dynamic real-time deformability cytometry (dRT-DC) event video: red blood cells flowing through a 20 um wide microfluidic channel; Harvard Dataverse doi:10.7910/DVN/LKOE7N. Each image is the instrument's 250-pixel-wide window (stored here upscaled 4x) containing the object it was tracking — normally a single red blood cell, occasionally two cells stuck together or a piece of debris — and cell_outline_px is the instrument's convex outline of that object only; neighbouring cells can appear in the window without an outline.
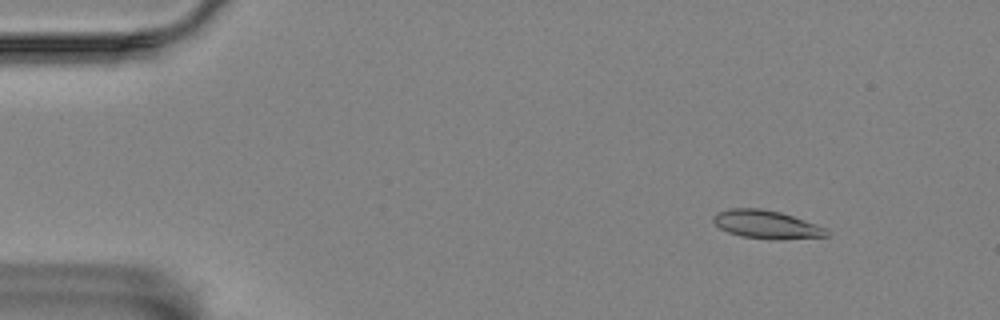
{"species": "Egyptian fruit bat (a non-hibernating species)", "species_latin": "Rousettus aegyptiacus", "temperature_condition": "room temperature", "stored_images_in_passage": 58, "camera_frame_rate_fps": 3000, "um_per_image_px": 0.085, "animal": {"sex": "female"}, "frame": {"image": 1, "passage_image": 7, "time_ms": 2.0, "image_size_px": [1000, 320], "cell_outline_px": [[828, 236], [740, 236], [728, 232], [720, 228], [712, 220], [712, 216], [716, 212], [728, 208], [760, 208], [780, 212], [828, 228]], "centroid_in_image_um": [65.03, 19.0], "position_along_channel_um": 20.0, "area_um2": 17.46}}
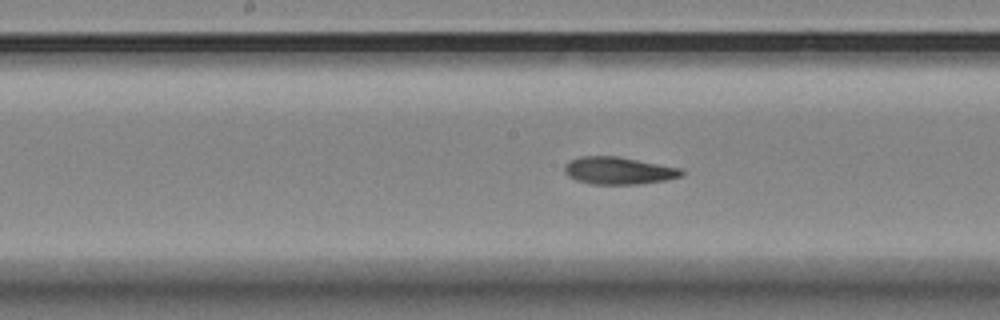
{"frame": {"image": 2, "passage_image": 30, "time_ms": 9.667, "image_size_px": [1000, 320], "cell_outline_px": [[684, 172], [680, 176], [664, 180], [640, 184], [592, 184], [576, 180], [568, 176], [564, 172], [564, 164], [580, 156], [616, 156], [684, 168]], "centroid_in_image_um": [52.58, 14.5], "position_along_channel_um": 195.6, "area_um2": 18.67}}
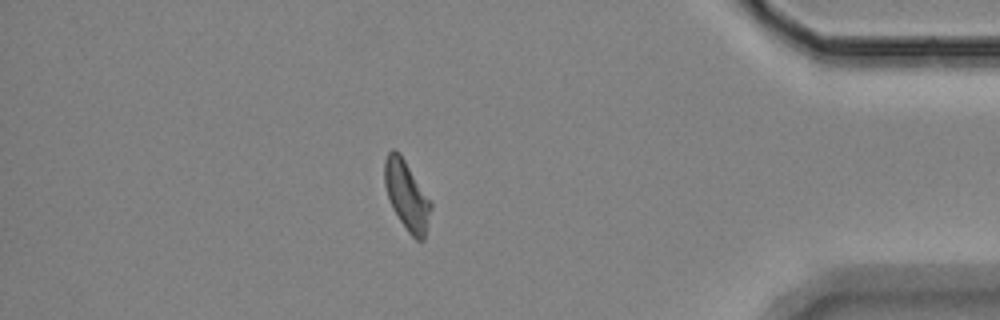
{"frame": {"image": 3, "passage_image": 51, "time_ms": 16.667, "image_size_px": [1000, 320], "cell_outline_px": [[432, 208], [424, 240], [416, 240], [408, 232], [392, 208], [384, 184], [384, 160], [388, 152], [392, 148], [400, 152], [432, 204]], "centroid_in_image_um": [34.56, 16.6], "position_along_channel_um": 400.6, "area_um2": 18.55}, "authors_computed_cell_mechanics": {"area_um2": 18.7272, "velocity_mm_per_s": 3.4343, "shape_relaxation_time_tau1_ms": 7.0852, "shape_relaxation_time_tau2_ms": 3.9336, "deformation_change_tau1": 0.1796, "deformation_change_tau2": 0.1094}}